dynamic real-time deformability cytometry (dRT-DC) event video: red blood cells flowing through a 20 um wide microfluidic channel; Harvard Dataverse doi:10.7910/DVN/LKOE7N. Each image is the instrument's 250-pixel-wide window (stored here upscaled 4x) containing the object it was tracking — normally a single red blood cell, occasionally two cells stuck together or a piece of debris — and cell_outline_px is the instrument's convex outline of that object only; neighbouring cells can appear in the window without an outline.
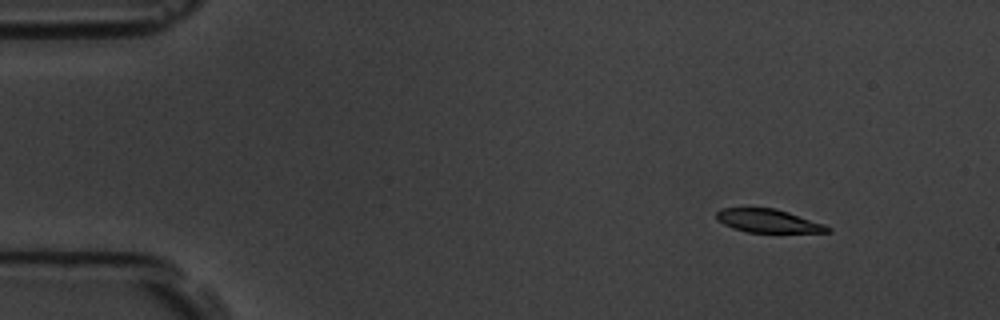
{"species": "common noctule bat (a hibernating species)", "species_latin": "Nyctalus noctula", "temperature_condition": "room temperature", "stored_images_in_passage": 4, "camera_frame_rate_fps": 3000, "um_per_image_px": 0.085, "animal": {"sex": "male", "body_mass_g": 19.5, "forearm_length_mm": 54.6}, "frame": {"image": 1, "passage_image": 1, "time_ms": 0.0, "image_size_px": [1000, 320], "cell_outline_px": [[832, 232], [748, 232], [732, 228], [716, 220], [716, 212], [720, 208], [776, 208], [824, 224], [832, 228]], "centroid_in_image_um": [65.27, 18.77], "position_along_channel_um": 19.7, "area_um2": 15.09}}
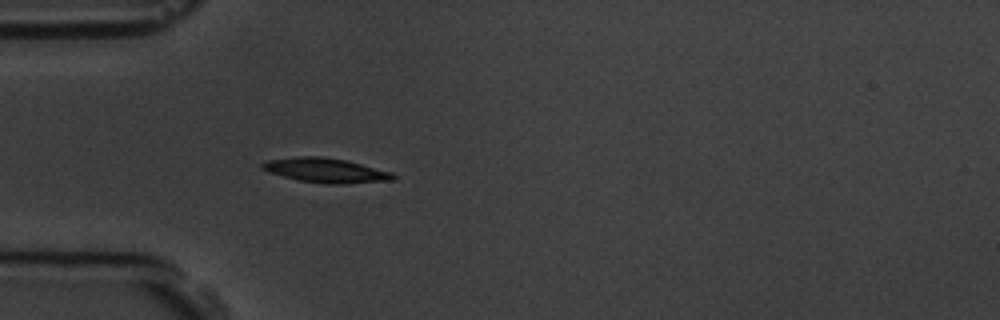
{"frame": {"image": 2, "passage_image": 4, "time_ms": 3.333, "image_size_px": [1000, 320], "cell_outline_px": [[396, 180], [344, 184], [328, 184], [300, 180], [268, 172], [260, 168], [260, 164], [268, 160], [296, 156], [324, 156], [344, 160], [392, 172], [396, 176]], "centroid_in_image_um": [27.69, 14.48], "position_along_channel_um": 57.3, "area_um2": 18.67}}